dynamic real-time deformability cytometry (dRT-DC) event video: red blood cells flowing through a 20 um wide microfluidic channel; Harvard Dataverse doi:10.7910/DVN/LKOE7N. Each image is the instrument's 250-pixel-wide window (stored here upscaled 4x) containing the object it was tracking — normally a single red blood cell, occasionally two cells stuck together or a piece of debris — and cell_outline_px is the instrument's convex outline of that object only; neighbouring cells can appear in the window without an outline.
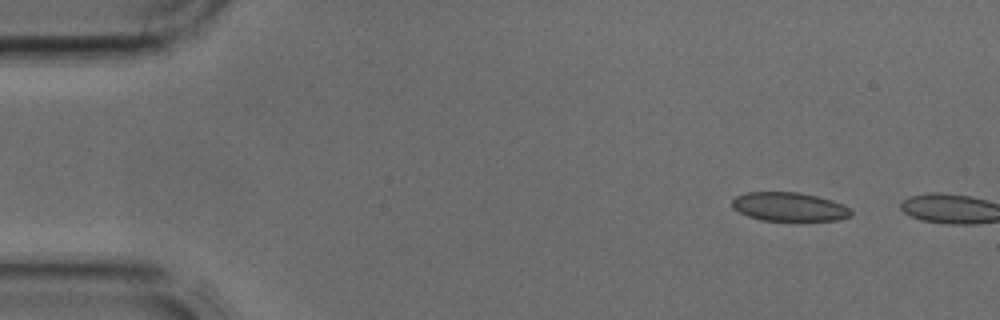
{"species": "common noctule bat (a hibernating species)", "species_latin": "Nyctalus noctula", "temperature_condition": "cold", "stored_images_in_passage": 2, "camera_frame_rate_fps": 3000, "um_per_image_px": 0.085, "animal": {"sex": "male", "body_mass_g": 17.9, "forearm_length_mm": 54.2}, "frame": {"image": 1, "passage_image": 1, "time_ms": 0.0, "image_size_px": [1000, 320], "cell_outline_px": [[852, 216], [840, 220], [760, 220], [748, 216], [732, 208], [732, 200], [736, 196], [748, 192], [800, 192], [832, 200], [844, 204], [852, 212]], "centroid_in_image_um": [67.09, 17.57], "position_along_channel_um": 17.9, "area_um2": 19.94}}